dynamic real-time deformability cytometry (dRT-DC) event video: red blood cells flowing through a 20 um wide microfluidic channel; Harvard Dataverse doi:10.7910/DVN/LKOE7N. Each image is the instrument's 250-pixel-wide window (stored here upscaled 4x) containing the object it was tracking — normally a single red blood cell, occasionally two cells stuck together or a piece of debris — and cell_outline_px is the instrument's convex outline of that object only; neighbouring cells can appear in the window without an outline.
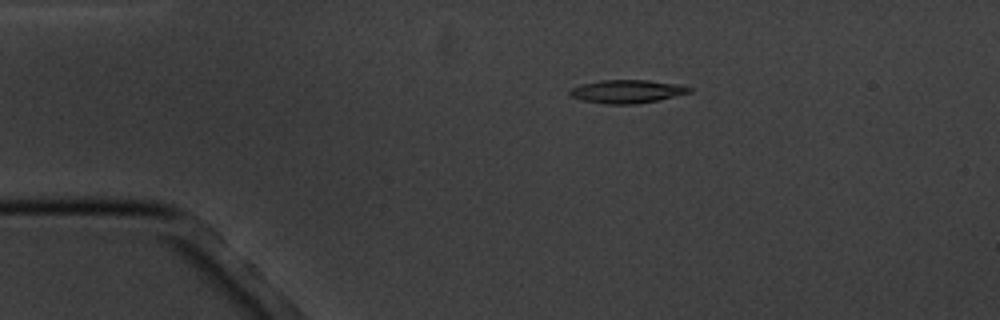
{"species": "common noctule bat (a hibernating species)", "species_latin": "Nyctalus noctula", "temperature_condition": "cold", "stored_images_in_passage": 7, "camera_frame_rate_fps": 3000, "um_per_image_px": 0.085, "animal": {"sex": "male", "body_mass_g": 20.1, "forearm_length_mm": 53.5}, "frame": {"image": 1, "passage_image": 3, "time_ms": 2.333, "image_size_px": [1000, 320], "cell_outline_px": [[692, 92], [660, 100], [632, 104], [608, 104], [584, 100], [568, 96], [568, 92], [572, 88], [584, 84], [604, 80], [648, 80], [676, 84], [692, 88]], "centroid_in_image_um": [53.32, 7.78], "position_along_channel_um": 31.7, "area_um2": 16.01}}
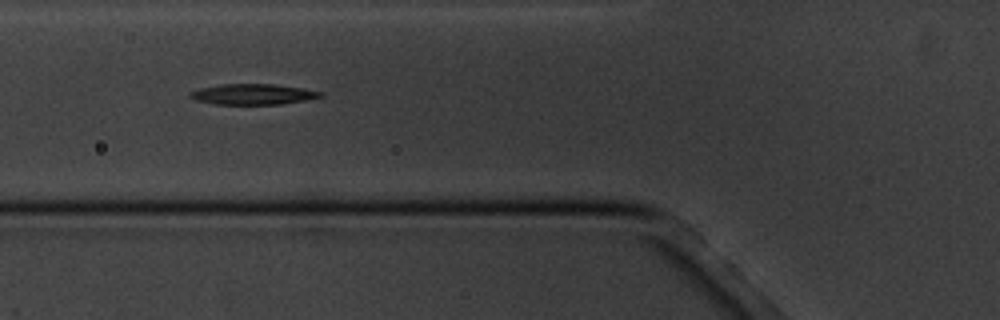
{"frame": {"image": 2, "passage_image": 6, "time_ms": 5.667, "image_size_px": [1000, 320], "cell_outline_px": [[324, 96], [308, 100], [280, 104], [216, 104], [196, 100], [188, 96], [192, 92], [200, 88], [220, 84], [276, 84], [304, 88], [324, 92]], "centroid_in_image_um": [21.57, 8.0], "position_along_channel_um": 104.2, "area_um2": 15.72}}
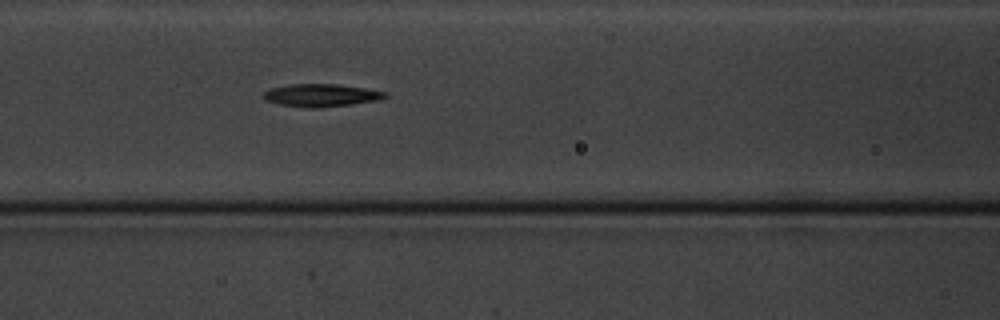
{"frame": {"image": 3, "passage_image": 7, "time_ms": 6.667, "image_size_px": [1000, 320], "cell_outline_px": [[388, 96], [380, 100], [352, 104], [320, 108], [308, 108], [280, 104], [264, 100], [260, 96], [264, 92], [272, 88], [292, 84], [336, 84], [364, 88], [388, 92]], "centroid_in_image_um": [27.31, 8.1], "position_along_channel_um": 139.3, "area_um2": 16.18}}